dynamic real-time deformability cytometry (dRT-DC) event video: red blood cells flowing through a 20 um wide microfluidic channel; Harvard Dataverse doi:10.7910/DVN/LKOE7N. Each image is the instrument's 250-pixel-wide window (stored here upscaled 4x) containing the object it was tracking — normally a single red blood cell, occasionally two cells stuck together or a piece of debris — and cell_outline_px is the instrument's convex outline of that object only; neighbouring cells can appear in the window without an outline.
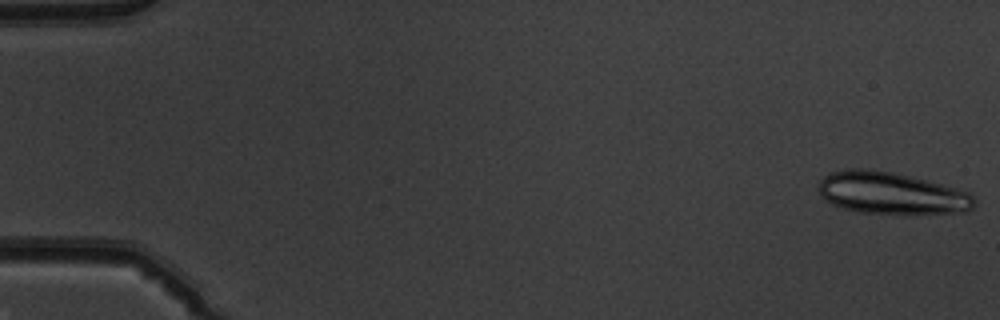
{"species": "common noctule bat (a hibernating species)", "species_latin": "Nyctalus noctula", "temperature_condition": "warm", "stored_images_in_passage": 51, "segment_of_instrument_passage": [1, 2], "camera_frame_rate_fps": 3000, "um_per_image_px": 0.085, "animal": {"sex": "male", "body_mass_g": 19.5, "forearm_length_mm": 54.6}, "frame": {"image": 1, "passage_image": 1, "time_ms": 0.0, "image_size_px": [1000, 320], "cell_outline_px": [[976, 200], [972, 208], [968, 212], [912, 216], [856, 212], [840, 208], [824, 200], [820, 196], [816, 188], [816, 184], [828, 172], [848, 168], [868, 168], [892, 172], [972, 192]], "centroid_in_image_um": [75.74, 16.46], "position_along_channel_um": 9.3, "area_um2": 39.65}}